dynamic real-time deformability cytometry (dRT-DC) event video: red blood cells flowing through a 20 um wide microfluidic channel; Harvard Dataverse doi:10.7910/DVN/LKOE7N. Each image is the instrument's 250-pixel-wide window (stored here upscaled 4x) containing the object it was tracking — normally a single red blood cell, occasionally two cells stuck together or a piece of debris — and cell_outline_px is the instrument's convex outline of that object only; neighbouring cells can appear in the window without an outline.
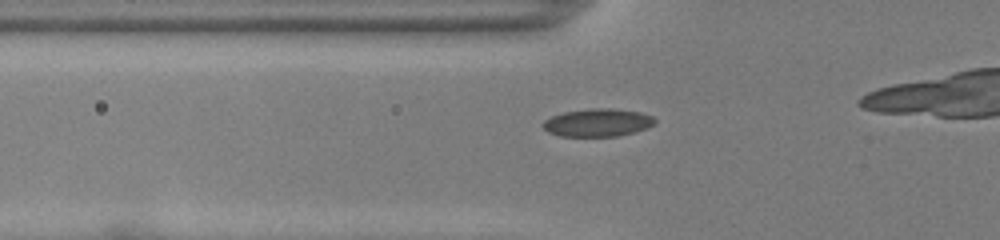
{"species": "common noctule bat (a hibernating species)", "species_latin": "Nyctalus noctula", "temperature_condition": "room temperature", "stored_images_in_passage": 14, "camera_frame_rate_fps": 3000, "um_per_image_px": 0.085, "animal": {"sex": "female", "body_mass_g": 22.0, "forearm_length_mm": 56.7}, "frame": {"image": 1, "passage_image": 8, "time_ms": 2.333, "image_size_px": [1000, 240], "cell_outline_px": [[656, 120], [652, 124], [644, 128], [632, 132], [616, 136], [560, 136], [548, 132], [540, 124], [544, 120], [552, 116], [564, 112], [592, 108], [612, 108], [640, 112], [652, 116]], "centroid_in_image_um": [50.74, 10.41], "position_along_channel_um": 75.1, "area_um2": 17.98}}
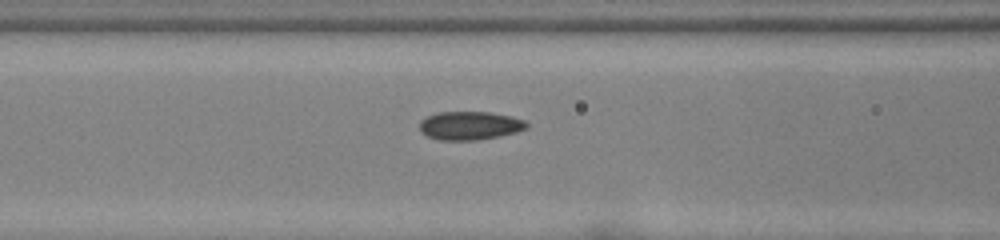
{"frame": {"image": 2, "passage_image": 12, "time_ms": 3.667, "image_size_px": [1000, 240], "cell_outline_px": [[528, 128], [516, 132], [500, 136], [476, 140], [436, 140], [420, 132], [420, 120], [436, 112], [488, 112], [512, 116], [524, 120], [528, 124]], "centroid_in_image_um": [39.93, 10.68], "position_along_channel_um": 126.7, "area_um2": 17.86}}